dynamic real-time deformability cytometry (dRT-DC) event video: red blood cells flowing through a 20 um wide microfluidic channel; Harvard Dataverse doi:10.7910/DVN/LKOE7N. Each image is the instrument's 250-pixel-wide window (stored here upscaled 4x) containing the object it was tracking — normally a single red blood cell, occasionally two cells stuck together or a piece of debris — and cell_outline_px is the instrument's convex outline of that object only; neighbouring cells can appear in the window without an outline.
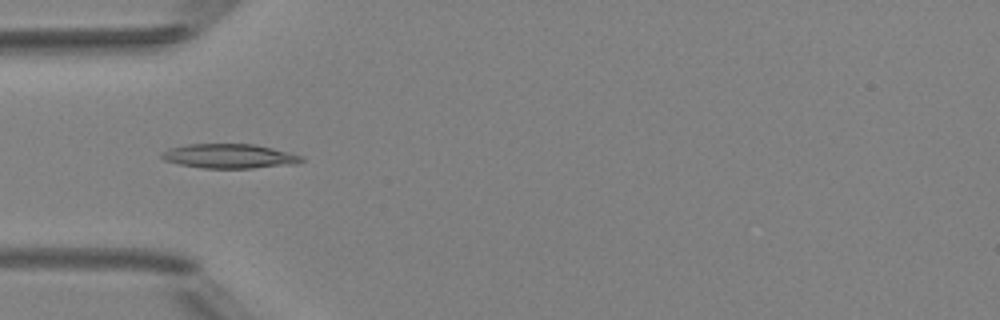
{"species": "Egyptian fruit bat (a non-hibernating species)", "species_latin": "Rousettus aegyptiacus", "temperature_condition": "room temperature", "stored_images_in_passage": 5, "camera_frame_rate_fps": 3000, "um_per_image_px": 0.085, "animal": {"sex": "female"}, "frame": {"image": 1, "passage_image": 5, "time_ms": 4.667, "image_size_px": [1000, 320], "cell_outline_px": [[304, 160], [296, 164], [252, 168], [204, 168], [180, 164], [164, 160], [160, 156], [160, 152], [168, 148], [188, 144], [252, 144], [272, 148], [304, 156]], "centroid_in_image_um": [19.48, 13.27], "position_along_channel_um": 65.5, "area_um2": 19.88}}